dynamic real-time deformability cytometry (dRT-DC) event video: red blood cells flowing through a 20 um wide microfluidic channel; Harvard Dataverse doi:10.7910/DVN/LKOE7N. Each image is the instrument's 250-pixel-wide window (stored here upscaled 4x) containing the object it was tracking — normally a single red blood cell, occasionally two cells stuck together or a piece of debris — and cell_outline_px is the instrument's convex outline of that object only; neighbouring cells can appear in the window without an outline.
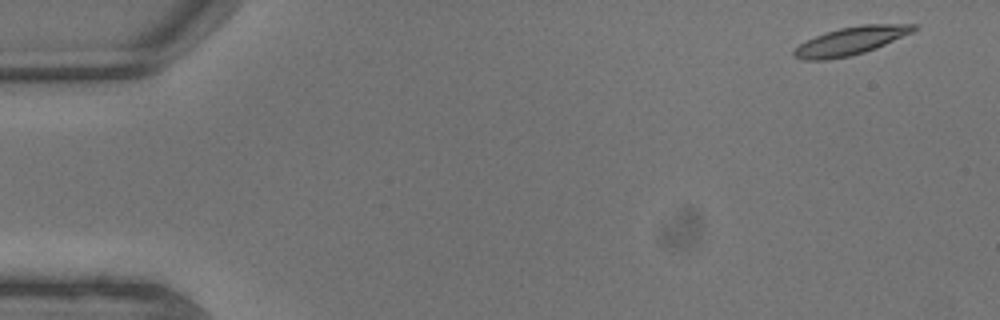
{"species": "common noctule bat (a hibernating species)", "species_latin": "Nyctalus noctula", "temperature_condition": "warm", "stored_images_in_passage": 6, "camera_frame_rate_fps": 3000, "um_per_image_px": 0.085, "animal": {"sex": "male", "body_mass_g": 13.3}, "frame": {"image": 1, "passage_image": 1, "time_ms": 0.0, "image_size_px": [1000, 320], "cell_outline_px": [[916, 28], [912, 32], [876, 48], [852, 56], [828, 60], [800, 60], [792, 56], [792, 52], [800, 44], [824, 32], [840, 28], [860, 24], [916, 24]], "centroid_in_image_um": [72.27, 3.49], "position_along_channel_um": 12.7, "area_um2": 19.54}}
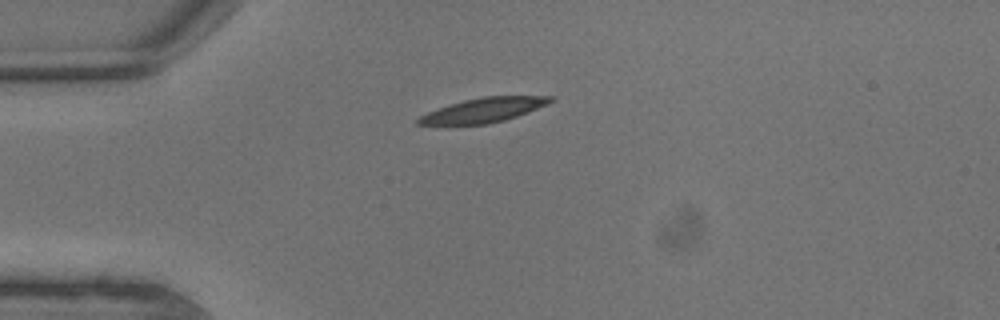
{"frame": {"image": 2, "passage_image": 5, "time_ms": 1.333, "image_size_px": [1000, 320], "cell_outline_px": [[556, 100], [548, 104], [528, 112], [504, 120], [488, 124], [448, 128], [416, 124], [416, 120], [420, 116], [428, 112], [464, 100], [484, 96], [556, 96]], "centroid_in_image_um": [41.03, 9.41], "position_along_channel_um": 44.0, "area_um2": 19.59}}